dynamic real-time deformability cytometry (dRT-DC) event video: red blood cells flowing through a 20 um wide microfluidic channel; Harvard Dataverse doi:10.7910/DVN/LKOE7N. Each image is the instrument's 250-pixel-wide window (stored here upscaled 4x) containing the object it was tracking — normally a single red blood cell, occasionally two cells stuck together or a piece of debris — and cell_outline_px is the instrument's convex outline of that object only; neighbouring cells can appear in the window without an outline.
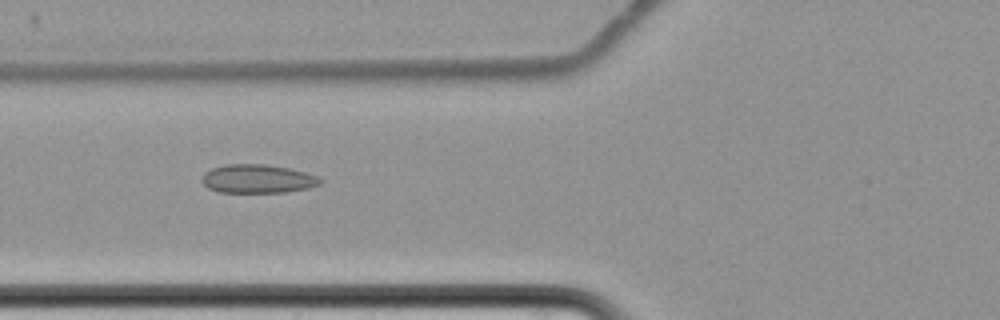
{"species": "common noctule bat (a hibernating species)", "species_latin": "Nyctalus noctula", "temperature_condition": "cold", "stored_images_in_passage": 8, "camera_frame_rate_fps": 3000, "um_per_image_px": 0.085, "animal": {"sex": "female", "body_mass_g": 22.7, "forearm_length_mm": 54.2}, "frame": {"image": 1, "passage_image": 8, "time_ms": 8.667, "image_size_px": [1000, 320], "cell_outline_px": [[324, 180], [320, 184], [308, 188], [284, 192], [216, 192], [208, 188], [200, 180], [204, 172], [212, 168], [224, 164], [264, 164], [288, 168], [320, 176]], "centroid_in_image_um": [21.88, 15.19], "position_along_channel_um": 103.9, "area_um2": 19.88}}